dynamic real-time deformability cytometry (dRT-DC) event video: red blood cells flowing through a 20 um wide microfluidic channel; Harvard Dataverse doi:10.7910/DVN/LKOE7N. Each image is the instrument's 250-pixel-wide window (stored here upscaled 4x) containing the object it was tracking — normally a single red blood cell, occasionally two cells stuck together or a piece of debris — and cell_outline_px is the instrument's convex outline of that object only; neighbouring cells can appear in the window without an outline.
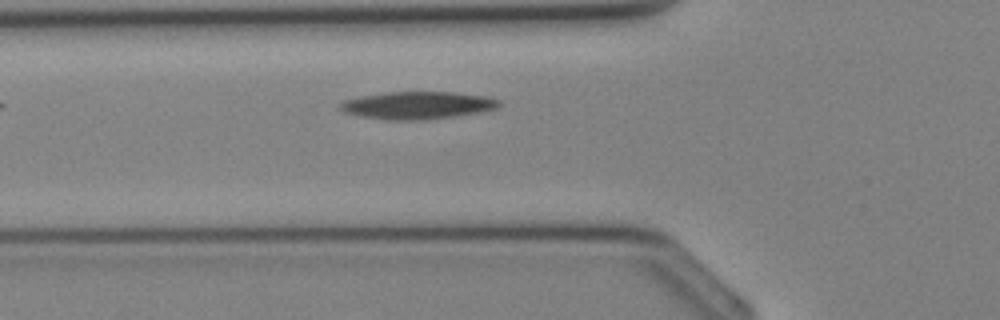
{"species": "Egyptian fruit bat (a non-hibernating species)", "species_latin": "Rousettus aegyptiacus", "temperature_condition": "cold", "stored_images_in_passage": 22, "camera_frame_rate_fps": 3000, "um_per_image_px": 0.085, "animal": {"sex": "female"}, "frame": {"image": 1, "passage_image": 2, "time_ms": 0.333, "image_size_px": [1000, 320], "cell_outline_px": [[504, 104], [496, 108], [480, 112], [456, 116], [424, 120], [388, 120], [360, 116], [344, 112], [340, 108], [340, 104], [344, 100], [364, 96], [388, 92], [456, 92], [488, 96], [500, 100]], "centroid_in_image_um": [35.56, 8.95], "position_along_channel_um": 90.2, "area_um2": 25.55}}
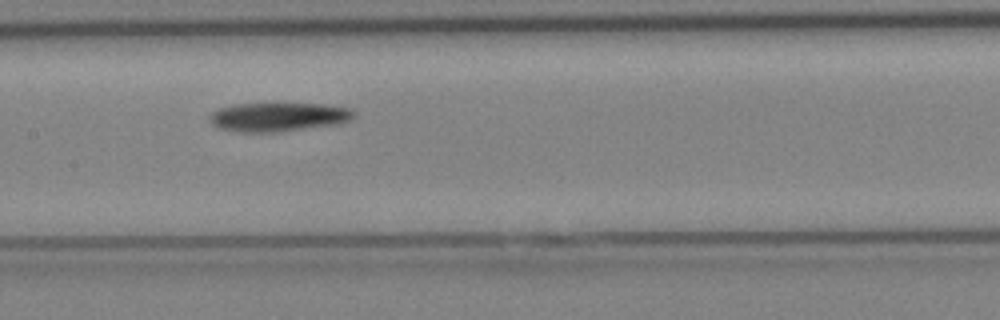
{"frame": {"image": 2, "passage_image": 7, "time_ms": 2.0, "image_size_px": [1000, 320], "cell_outline_px": [[356, 116], [352, 120], [336, 124], [268, 132], [244, 132], [220, 128], [212, 124], [212, 112], [220, 108], [236, 104], [272, 100], [276, 100], [324, 104], [352, 108], [356, 112]], "centroid_in_image_um": [23.73, 9.86], "position_along_channel_um": 183.7, "area_um2": 25.09}}
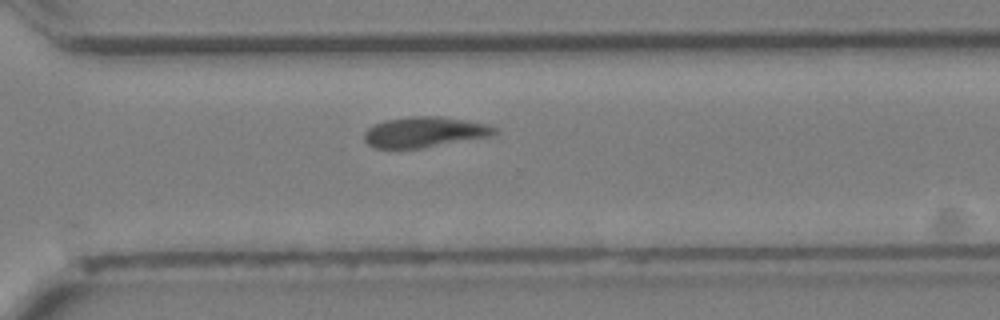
{"frame": {"image": 3, "passage_image": 15, "time_ms": 4.667, "image_size_px": [1000, 320], "cell_outline_px": [[500, 132], [496, 136], [420, 148], [372, 148], [364, 140], [364, 132], [368, 128], [384, 120], [408, 116], [440, 116], [492, 124]], "centroid_in_image_um": [36.17, 11.22], "position_along_channel_um": 334.4, "area_um2": 23.64}}